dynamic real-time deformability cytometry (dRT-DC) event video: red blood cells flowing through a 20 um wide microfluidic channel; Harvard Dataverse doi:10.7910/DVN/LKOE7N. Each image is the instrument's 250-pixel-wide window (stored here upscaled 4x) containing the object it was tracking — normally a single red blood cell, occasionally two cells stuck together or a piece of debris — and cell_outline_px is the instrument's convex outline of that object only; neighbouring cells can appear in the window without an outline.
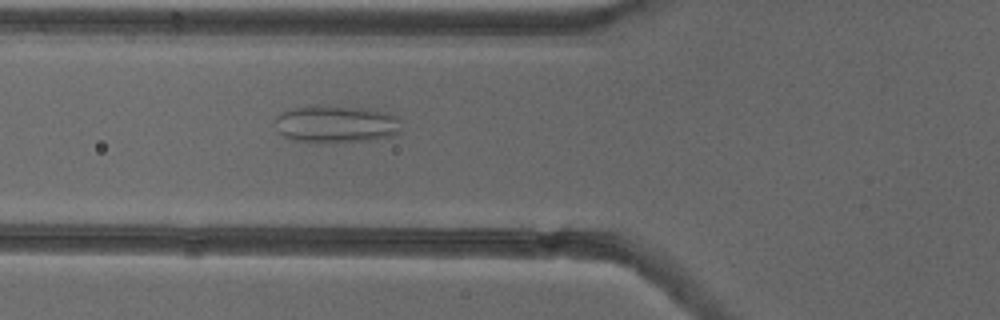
{"species": "common noctule bat (a hibernating species)", "species_latin": "Nyctalus noctula", "temperature_condition": "cold", "stored_images_in_passage": 49, "camera_frame_rate_fps": 3000, "um_per_image_px": 0.085, "animal": {"sex": "female"}, "frame": {"image": 1, "passage_image": 16, "time_ms": 5.0, "image_size_px": [1000, 320], "cell_outline_px": [[400, 132], [392, 136], [376, 140], [332, 144], [292, 140], [284, 136], [280, 132], [276, 120], [276, 116], [280, 112], [296, 108], [316, 104], [360, 108], [388, 112], [396, 116]], "centroid_in_image_um": [28.58, 10.57], "position_along_channel_um": 97.2, "area_um2": 27.92}}
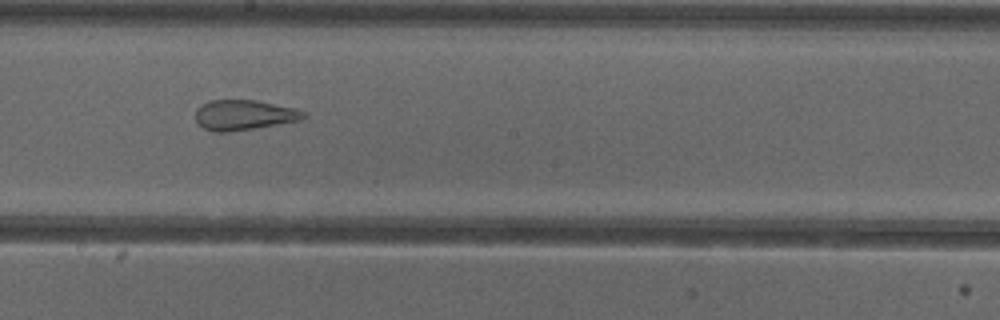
{"frame": {"image": 2, "passage_image": 26, "time_ms": 8.333, "image_size_px": [1000, 320], "cell_outline_px": [[308, 116], [304, 120], [228, 132], [212, 132], [204, 128], [196, 120], [196, 108], [200, 104], [212, 100], [256, 100], [296, 108], [304, 112]], "centroid_in_image_um": [20.76, 9.77], "position_along_channel_um": 227.4, "area_um2": 19.13}}
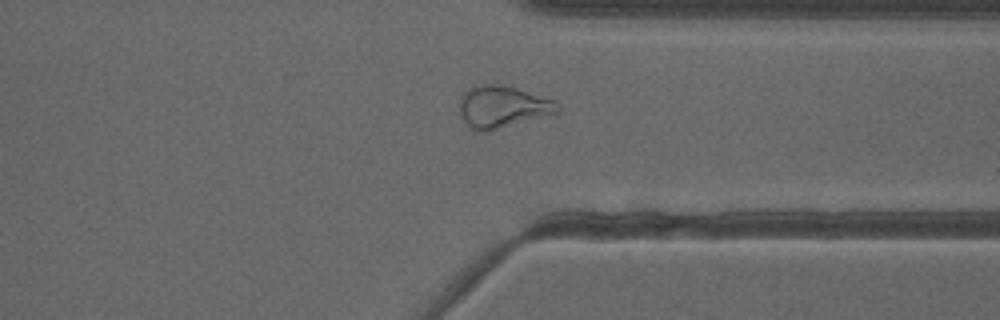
{"frame": {"image": 3, "passage_image": 37, "time_ms": 12.0, "image_size_px": [1000, 320], "cell_outline_px": [[560, 112], [488, 132], [484, 132], [472, 128], [464, 120], [460, 112], [460, 100], [464, 92], [468, 88], [480, 84], [500, 84], [516, 88], [556, 100], [560, 104]], "centroid_in_image_um": [42.76, 9.07], "position_along_channel_um": 368.6, "area_um2": 24.04}, "authors_computed_cell_mechanics": {"area_um2": 26.01, "velocity_mm_per_s": 3.8737, "shape_relaxation_time_tau1_ms": null, "shape_relaxation_time_tau2_ms": 1.1256, "deformation_change_tau1": null, "deformation_change_tau2": 0.0955}}